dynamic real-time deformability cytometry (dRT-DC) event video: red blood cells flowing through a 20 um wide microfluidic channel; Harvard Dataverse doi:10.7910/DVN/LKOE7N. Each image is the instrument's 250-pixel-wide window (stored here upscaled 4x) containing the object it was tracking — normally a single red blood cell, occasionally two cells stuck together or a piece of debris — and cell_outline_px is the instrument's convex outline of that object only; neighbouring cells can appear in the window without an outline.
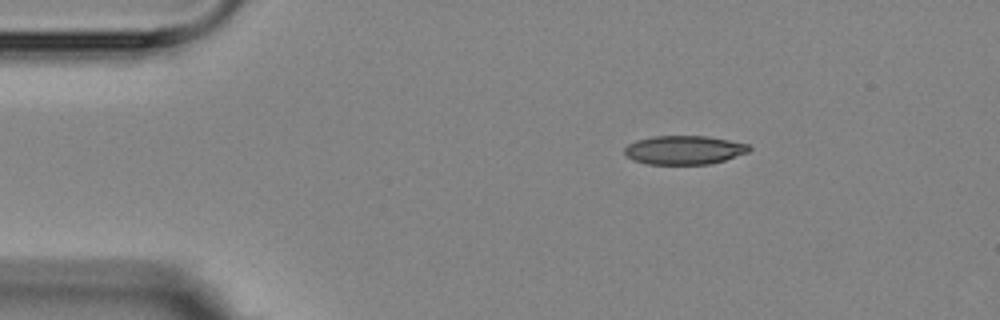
{"species": "Egyptian fruit bat (a non-hibernating species)", "species_latin": "Rousettus aegyptiacus", "temperature_condition": "room temperature", "stored_images_in_passage": 3, "camera_frame_rate_fps": 3000, "um_per_image_px": 0.085, "animal": {"sex": "female"}, "frame": {"image": 1, "passage_image": 1, "time_ms": 0.0, "image_size_px": [1000, 320], "cell_outline_px": [[752, 148], [748, 152], [724, 160], [708, 164], [648, 164], [632, 160], [624, 156], [624, 148], [628, 144], [636, 140], [652, 136], [708, 136], [748, 144]], "centroid_in_image_um": [58.11, 12.75], "position_along_channel_um": 26.9, "area_um2": 20.98}}